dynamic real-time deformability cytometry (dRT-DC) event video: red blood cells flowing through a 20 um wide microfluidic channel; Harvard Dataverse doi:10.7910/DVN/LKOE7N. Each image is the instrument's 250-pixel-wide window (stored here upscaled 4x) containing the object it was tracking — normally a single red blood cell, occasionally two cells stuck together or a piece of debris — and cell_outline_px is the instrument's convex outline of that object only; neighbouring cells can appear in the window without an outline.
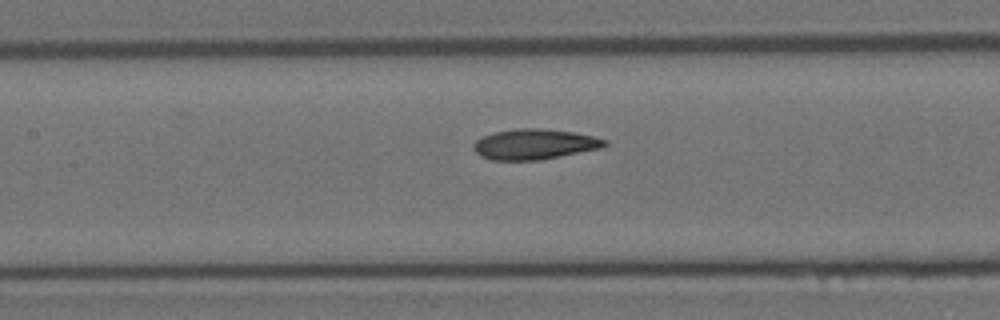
{"species": "Egyptian fruit bat (a non-hibernating species)", "species_latin": "Rousettus aegyptiacus", "temperature_condition": "room temperature", "stored_images_in_passage": 6, "camera_frame_rate_fps": 3000, "um_per_image_px": 0.085, "animal": {"sex": "female"}, "frame": {"image": 1, "passage_image": 6, "time_ms": 1.667, "image_size_px": [1000, 320], "cell_outline_px": [[608, 144], [604, 148], [540, 160], [492, 160], [480, 156], [472, 148], [472, 144], [476, 140], [492, 132], [516, 128], [540, 128], [572, 132], [592, 136], [608, 140]], "centroid_in_image_um": [45.43, 12.26], "position_along_channel_um": 162.0, "area_um2": 23.47}}